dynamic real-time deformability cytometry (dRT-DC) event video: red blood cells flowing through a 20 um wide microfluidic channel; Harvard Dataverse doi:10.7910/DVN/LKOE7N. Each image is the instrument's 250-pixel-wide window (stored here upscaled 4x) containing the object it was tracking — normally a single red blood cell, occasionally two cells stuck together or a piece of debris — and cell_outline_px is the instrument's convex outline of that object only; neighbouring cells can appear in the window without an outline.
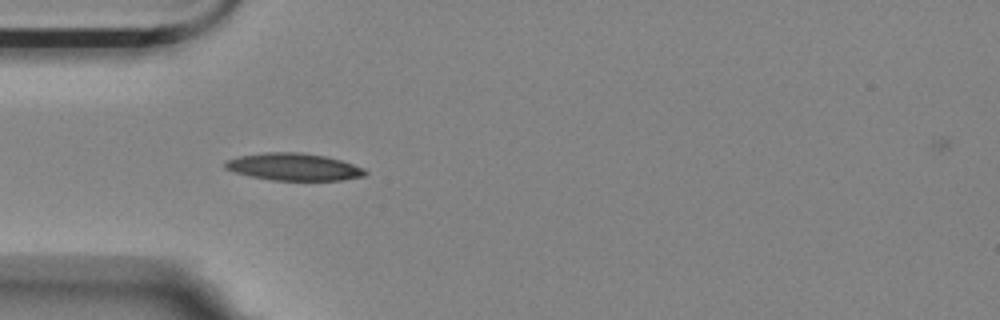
{"species": "Egyptian fruit bat (a non-hibernating species)", "species_latin": "Rousettus aegyptiacus", "temperature_condition": "room temperature", "stored_images_in_passage": 2, "camera_frame_rate_fps": 3000, "um_per_image_px": 0.085, "animal": {"sex": "female"}, "frame": {"image": 1, "passage_image": 1, "time_ms": 0.0, "image_size_px": [1000, 320], "cell_outline_px": [[368, 172], [364, 176], [344, 180], [272, 180], [252, 176], [236, 172], [224, 168], [224, 164], [228, 160], [240, 156], [264, 152], [300, 152], [324, 156], [340, 160], [364, 168]], "centroid_in_image_um": [24.99, 14.18], "position_along_channel_um": 60.0, "area_um2": 22.02}}
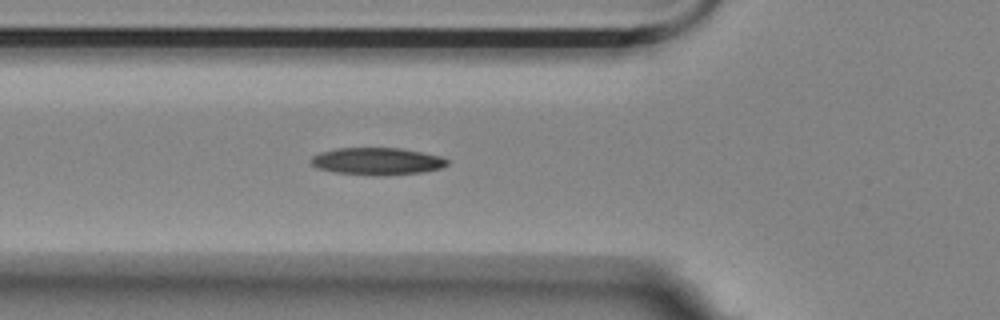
{"frame": {"image": 2, "passage_image": 2, "time_ms": 1.0, "image_size_px": [1000, 320], "cell_outline_px": [[448, 164], [440, 168], [420, 172], [336, 172], [316, 168], [308, 160], [312, 156], [320, 152], [336, 148], [400, 148], [440, 156], [448, 160]], "centroid_in_image_um": [31.99, 13.64], "position_along_channel_um": 93.8, "area_um2": 20.29}}